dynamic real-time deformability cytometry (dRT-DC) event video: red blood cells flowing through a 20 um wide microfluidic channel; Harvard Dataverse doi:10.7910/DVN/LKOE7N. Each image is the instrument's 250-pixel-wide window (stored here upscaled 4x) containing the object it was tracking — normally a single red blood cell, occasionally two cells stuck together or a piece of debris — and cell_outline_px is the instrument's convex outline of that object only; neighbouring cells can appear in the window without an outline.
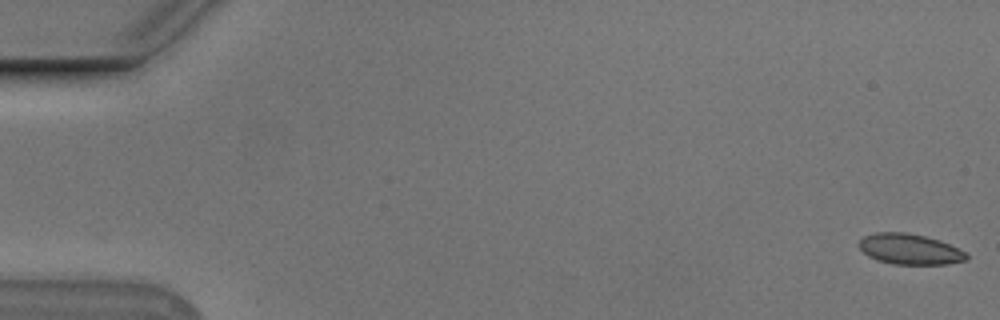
{"species": "Egyptian fruit bat (a non-hibernating species)", "species_latin": "Rousettus aegyptiacus", "temperature_condition": "cold", "stored_images_in_passage": 27, "camera_frame_rate_fps": 3000, "um_per_image_px": 0.085, "animal": {"sex": "male"}, "frame": {"image": 1, "passage_image": 1, "time_ms": 0.0, "image_size_px": [1000, 320], "cell_outline_px": [[968, 260], [948, 264], [892, 264], [876, 260], [868, 256], [856, 244], [864, 236], [876, 232], [904, 232], [924, 236], [940, 240], [968, 252]], "centroid_in_image_um": [77.34, 21.18], "position_along_channel_um": 7.7, "area_um2": 19.36}}
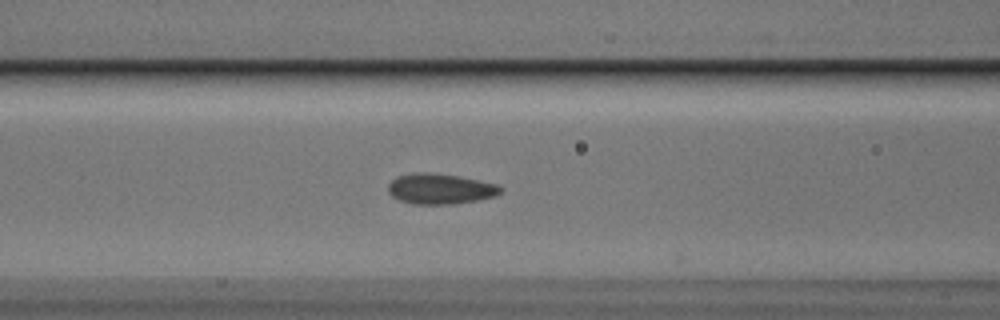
{"frame": {"image": 2, "passage_image": 23, "time_ms": 7.333, "image_size_px": [1000, 320], "cell_outline_px": [[504, 188], [496, 196], [476, 200], [452, 204], [412, 204], [400, 200], [392, 196], [388, 192], [388, 184], [396, 176], [416, 172], [428, 172], [460, 176], [496, 184]], "centroid_in_image_um": [37.4, 16.04], "position_along_channel_um": 129.2, "area_um2": 20.0}}
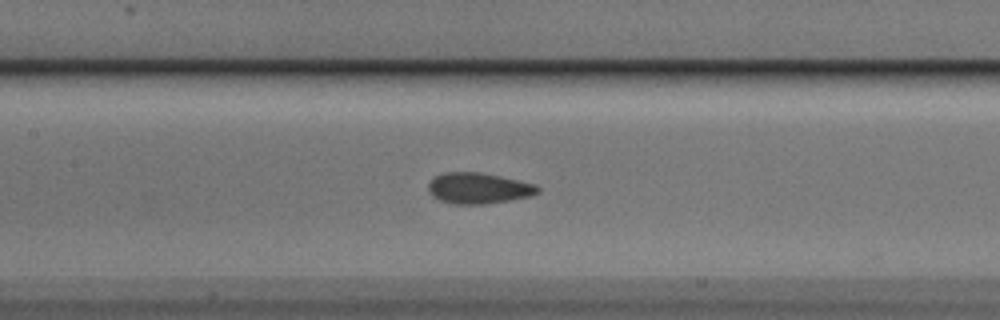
{"frame": {"image": 3, "passage_image": 26, "time_ms": 8.333, "image_size_px": [1000, 320], "cell_outline_px": [[540, 192], [532, 196], [484, 204], [452, 204], [440, 200], [432, 196], [428, 192], [428, 184], [436, 176], [444, 172], [480, 172], [500, 176], [536, 184], [540, 188]], "centroid_in_image_um": [40.68, 16.0], "position_along_channel_um": 166.7, "area_um2": 19.77}}